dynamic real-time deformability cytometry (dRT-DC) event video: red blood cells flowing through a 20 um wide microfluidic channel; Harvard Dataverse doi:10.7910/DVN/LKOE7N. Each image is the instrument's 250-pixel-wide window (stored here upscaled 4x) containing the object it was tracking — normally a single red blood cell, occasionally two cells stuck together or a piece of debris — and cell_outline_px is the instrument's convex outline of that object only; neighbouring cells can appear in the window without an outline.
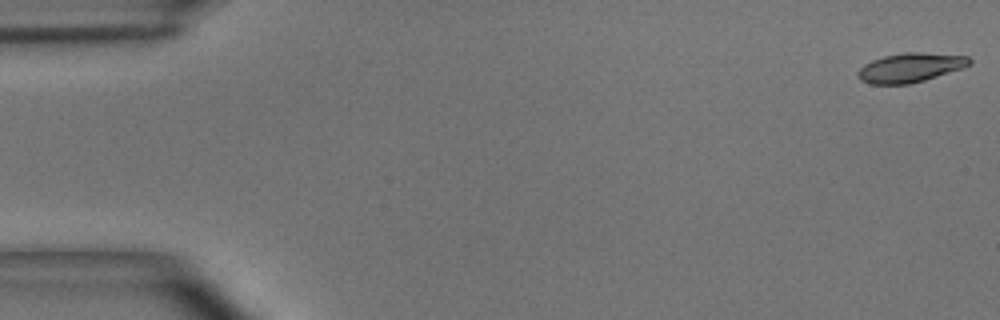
{"species": "common noctule bat (a hibernating species)", "species_latin": "Nyctalus noctula", "temperature_condition": "room temperature", "stored_images_in_passage": 41, "camera_frame_rate_fps": 3000, "um_per_image_px": 0.085, "animal": {"sex": "male", "body_mass_g": 15.6}, "frame": {"image": 1, "passage_image": 1, "time_ms": 0.0, "image_size_px": [1000, 320], "cell_outline_px": [[972, 64], [964, 68], [924, 80], [908, 84], [872, 84], [860, 80], [860, 68], [864, 64], [872, 60], [884, 56], [904, 52], [920, 52], [968, 56], [972, 60]], "centroid_in_image_um": [77.43, 5.74], "position_along_channel_um": 7.6, "area_um2": 18.9}}
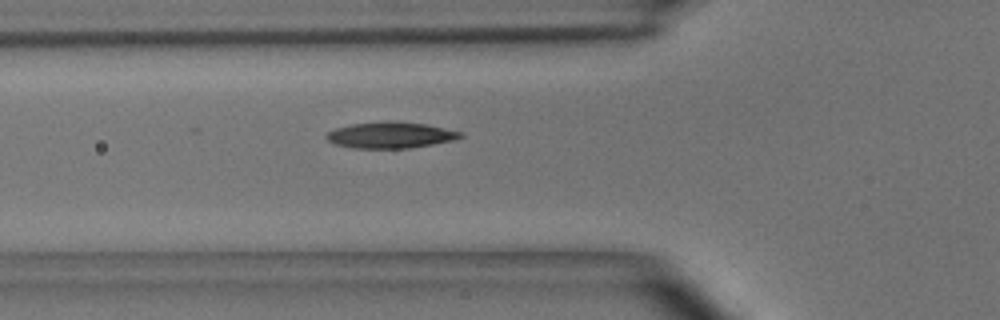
{"frame": {"image": 2, "passage_image": 19, "time_ms": 6.0, "image_size_px": [1000, 320], "cell_outline_px": [[464, 136], [452, 140], [432, 144], [408, 148], [352, 148], [332, 144], [324, 136], [328, 132], [336, 128], [352, 124], [392, 120], [424, 124], [464, 132]], "centroid_in_image_um": [33.16, 11.48], "position_along_channel_um": 92.6, "area_um2": 20.46}}
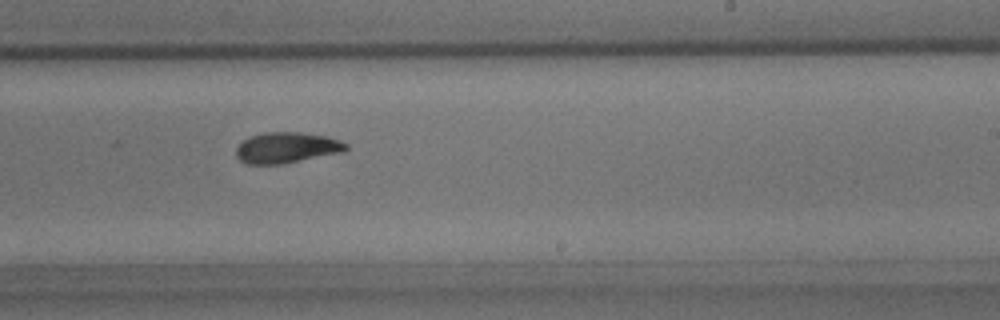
{"frame": {"image": 3, "passage_image": 33, "time_ms": 10.667, "image_size_px": [1000, 320], "cell_outline_px": [[348, 148], [344, 152], [280, 164], [248, 164], [240, 160], [236, 156], [236, 148], [244, 140], [252, 136], [264, 132], [300, 132], [328, 136], [340, 140], [348, 144]], "centroid_in_image_um": [24.4, 12.55], "position_along_channel_um": 264.6, "area_um2": 19.71}, "authors_computed_cell_mechanics": {"area_um2": 19.4208, "velocity_mm_per_s": 3.6685, "shape_relaxation_time_tau1_ms": 5.8488, "shape_relaxation_time_tau2_ms": 3.6864, "deformation_change_tau1": 0.1718, "deformation_change_tau2": 0.0889}}